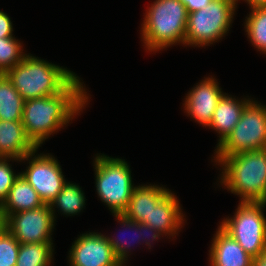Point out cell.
Wrapping results in <instances>:
<instances>
[{"mask_svg": "<svg viewBox=\"0 0 266 266\" xmlns=\"http://www.w3.org/2000/svg\"><path fill=\"white\" fill-rule=\"evenodd\" d=\"M87 102V92L78 76L57 95L26 100L22 122L27 136L39 148L80 113Z\"/></svg>", "mask_w": 266, "mask_h": 266, "instance_id": "1", "label": "cell"}, {"mask_svg": "<svg viewBox=\"0 0 266 266\" xmlns=\"http://www.w3.org/2000/svg\"><path fill=\"white\" fill-rule=\"evenodd\" d=\"M223 168L220 183L241 202H266V148L216 157Z\"/></svg>", "mask_w": 266, "mask_h": 266, "instance_id": "2", "label": "cell"}, {"mask_svg": "<svg viewBox=\"0 0 266 266\" xmlns=\"http://www.w3.org/2000/svg\"><path fill=\"white\" fill-rule=\"evenodd\" d=\"M6 75L25 101L57 95L77 77L66 68L29 54Z\"/></svg>", "mask_w": 266, "mask_h": 266, "instance_id": "3", "label": "cell"}, {"mask_svg": "<svg viewBox=\"0 0 266 266\" xmlns=\"http://www.w3.org/2000/svg\"><path fill=\"white\" fill-rule=\"evenodd\" d=\"M142 23V40L149 51H158L170 45H185L188 11L180 0H155L147 8Z\"/></svg>", "mask_w": 266, "mask_h": 266, "instance_id": "4", "label": "cell"}, {"mask_svg": "<svg viewBox=\"0 0 266 266\" xmlns=\"http://www.w3.org/2000/svg\"><path fill=\"white\" fill-rule=\"evenodd\" d=\"M94 169L98 196L114 215H122L135 187L128 163L120 158L99 154L95 157Z\"/></svg>", "mask_w": 266, "mask_h": 266, "instance_id": "5", "label": "cell"}, {"mask_svg": "<svg viewBox=\"0 0 266 266\" xmlns=\"http://www.w3.org/2000/svg\"><path fill=\"white\" fill-rule=\"evenodd\" d=\"M235 0H213L206 8L188 13L185 45L208 46L230 29L236 9Z\"/></svg>", "mask_w": 266, "mask_h": 266, "instance_id": "6", "label": "cell"}, {"mask_svg": "<svg viewBox=\"0 0 266 266\" xmlns=\"http://www.w3.org/2000/svg\"><path fill=\"white\" fill-rule=\"evenodd\" d=\"M265 205L266 202L240 201L233 218L228 217L219 225L253 258L266 252Z\"/></svg>", "mask_w": 266, "mask_h": 266, "instance_id": "7", "label": "cell"}, {"mask_svg": "<svg viewBox=\"0 0 266 266\" xmlns=\"http://www.w3.org/2000/svg\"><path fill=\"white\" fill-rule=\"evenodd\" d=\"M266 148V106L250 101L232 132L217 146L215 157Z\"/></svg>", "mask_w": 266, "mask_h": 266, "instance_id": "8", "label": "cell"}, {"mask_svg": "<svg viewBox=\"0 0 266 266\" xmlns=\"http://www.w3.org/2000/svg\"><path fill=\"white\" fill-rule=\"evenodd\" d=\"M55 217L49 204L33 210L9 215L3 222L5 228L20 244L52 243Z\"/></svg>", "mask_w": 266, "mask_h": 266, "instance_id": "9", "label": "cell"}, {"mask_svg": "<svg viewBox=\"0 0 266 266\" xmlns=\"http://www.w3.org/2000/svg\"><path fill=\"white\" fill-rule=\"evenodd\" d=\"M35 153L33 151L20 160L29 161L26 171L20 174L37 191L43 203L50 205L67 181L60 164L52 155L38 154L36 157Z\"/></svg>", "mask_w": 266, "mask_h": 266, "instance_id": "10", "label": "cell"}, {"mask_svg": "<svg viewBox=\"0 0 266 266\" xmlns=\"http://www.w3.org/2000/svg\"><path fill=\"white\" fill-rule=\"evenodd\" d=\"M70 266H119L106 235L89 232L80 235L69 251Z\"/></svg>", "mask_w": 266, "mask_h": 266, "instance_id": "11", "label": "cell"}, {"mask_svg": "<svg viewBox=\"0 0 266 266\" xmlns=\"http://www.w3.org/2000/svg\"><path fill=\"white\" fill-rule=\"evenodd\" d=\"M223 94L217 80L207 77L187 94L184 103L185 112L204 127H208Z\"/></svg>", "mask_w": 266, "mask_h": 266, "instance_id": "12", "label": "cell"}, {"mask_svg": "<svg viewBox=\"0 0 266 266\" xmlns=\"http://www.w3.org/2000/svg\"><path fill=\"white\" fill-rule=\"evenodd\" d=\"M37 149L27 136L22 120H0V157L20 161Z\"/></svg>", "mask_w": 266, "mask_h": 266, "instance_id": "13", "label": "cell"}, {"mask_svg": "<svg viewBox=\"0 0 266 266\" xmlns=\"http://www.w3.org/2000/svg\"><path fill=\"white\" fill-rule=\"evenodd\" d=\"M211 266H253V257L220 226L209 250Z\"/></svg>", "mask_w": 266, "mask_h": 266, "instance_id": "14", "label": "cell"}, {"mask_svg": "<svg viewBox=\"0 0 266 266\" xmlns=\"http://www.w3.org/2000/svg\"><path fill=\"white\" fill-rule=\"evenodd\" d=\"M177 197L170 191L150 213L149 218L144 224L149 225L151 228L158 230L163 235L178 234L177 231L181 229L184 223V215L181 212Z\"/></svg>", "mask_w": 266, "mask_h": 266, "instance_id": "15", "label": "cell"}, {"mask_svg": "<svg viewBox=\"0 0 266 266\" xmlns=\"http://www.w3.org/2000/svg\"><path fill=\"white\" fill-rule=\"evenodd\" d=\"M169 189L159 185L135 186L126 211L122 214L127 219L145 223L153 208L169 193Z\"/></svg>", "mask_w": 266, "mask_h": 266, "instance_id": "16", "label": "cell"}, {"mask_svg": "<svg viewBox=\"0 0 266 266\" xmlns=\"http://www.w3.org/2000/svg\"><path fill=\"white\" fill-rule=\"evenodd\" d=\"M45 205L37 191L20 174L14 181L7 199L0 206V217L4 221L9 215L33 210Z\"/></svg>", "mask_w": 266, "mask_h": 266, "instance_id": "17", "label": "cell"}, {"mask_svg": "<svg viewBox=\"0 0 266 266\" xmlns=\"http://www.w3.org/2000/svg\"><path fill=\"white\" fill-rule=\"evenodd\" d=\"M249 101L250 99L245 98L243 101L236 100V98L230 97L226 93L222 95L208 125L209 128L220 134L217 146L232 132L241 118L245 105Z\"/></svg>", "mask_w": 266, "mask_h": 266, "instance_id": "18", "label": "cell"}, {"mask_svg": "<svg viewBox=\"0 0 266 266\" xmlns=\"http://www.w3.org/2000/svg\"><path fill=\"white\" fill-rule=\"evenodd\" d=\"M25 100L6 74H0V120L21 121Z\"/></svg>", "mask_w": 266, "mask_h": 266, "instance_id": "19", "label": "cell"}, {"mask_svg": "<svg viewBox=\"0 0 266 266\" xmlns=\"http://www.w3.org/2000/svg\"><path fill=\"white\" fill-rule=\"evenodd\" d=\"M114 216L116 217V219L118 220V222H120V224L122 223L121 225H123V227L125 226L126 228H129L131 230L135 229V230H133V232L135 231L137 234H138V232H140L138 235L140 237H142L143 240L146 239V238H148L147 237L148 235L146 234V232L148 234L150 232V234L152 236L151 237L152 238L151 239L152 241H155V240L159 239V236L160 235H163L161 232H159L158 230H155V229L151 228L149 225L144 224V223H139V222L132 221L130 219H127L124 215H114ZM139 236L137 238L138 241H140L139 240V238H140ZM144 236L146 238H144ZM106 239L109 242V244L111 245V247L113 249V252H114V255L116 256L117 260L121 264L124 265L125 261L128 258L127 256H128V253H129L128 249L130 247V244L129 243L127 244V241L126 242H121L122 239H120L121 240L120 241L119 240V237H118V239L117 238L115 239L113 237L111 238V237L106 236ZM131 240L134 241V238H132ZM144 241H146L145 242L146 245L150 246L148 248H151L150 239L149 240L146 239Z\"/></svg>", "mask_w": 266, "mask_h": 266, "instance_id": "20", "label": "cell"}, {"mask_svg": "<svg viewBox=\"0 0 266 266\" xmlns=\"http://www.w3.org/2000/svg\"><path fill=\"white\" fill-rule=\"evenodd\" d=\"M85 196L79 185L66 182L61 192L50 203L53 217L55 216V208L57 207L62 214L76 215L85 207ZM84 206V207H83ZM55 207V208H54Z\"/></svg>", "mask_w": 266, "mask_h": 266, "instance_id": "21", "label": "cell"}, {"mask_svg": "<svg viewBox=\"0 0 266 266\" xmlns=\"http://www.w3.org/2000/svg\"><path fill=\"white\" fill-rule=\"evenodd\" d=\"M53 243L20 244L15 266H49L53 259Z\"/></svg>", "mask_w": 266, "mask_h": 266, "instance_id": "22", "label": "cell"}, {"mask_svg": "<svg viewBox=\"0 0 266 266\" xmlns=\"http://www.w3.org/2000/svg\"><path fill=\"white\" fill-rule=\"evenodd\" d=\"M245 30L252 45L266 54V6L251 8Z\"/></svg>", "mask_w": 266, "mask_h": 266, "instance_id": "23", "label": "cell"}, {"mask_svg": "<svg viewBox=\"0 0 266 266\" xmlns=\"http://www.w3.org/2000/svg\"><path fill=\"white\" fill-rule=\"evenodd\" d=\"M21 47L20 41L13 36L0 38V74H6L27 55Z\"/></svg>", "mask_w": 266, "mask_h": 266, "instance_id": "24", "label": "cell"}, {"mask_svg": "<svg viewBox=\"0 0 266 266\" xmlns=\"http://www.w3.org/2000/svg\"><path fill=\"white\" fill-rule=\"evenodd\" d=\"M20 243L4 228L0 232V266H15Z\"/></svg>", "mask_w": 266, "mask_h": 266, "instance_id": "25", "label": "cell"}, {"mask_svg": "<svg viewBox=\"0 0 266 266\" xmlns=\"http://www.w3.org/2000/svg\"><path fill=\"white\" fill-rule=\"evenodd\" d=\"M9 158L0 157V206L7 199L9 191L20 173L15 174L7 162Z\"/></svg>", "mask_w": 266, "mask_h": 266, "instance_id": "26", "label": "cell"}, {"mask_svg": "<svg viewBox=\"0 0 266 266\" xmlns=\"http://www.w3.org/2000/svg\"><path fill=\"white\" fill-rule=\"evenodd\" d=\"M13 26L9 16L0 10V38L12 37Z\"/></svg>", "mask_w": 266, "mask_h": 266, "instance_id": "27", "label": "cell"}, {"mask_svg": "<svg viewBox=\"0 0 266 266\" xmlns=\"http://www.w3.org/2000/svg\"><path fill=\"white\" fill-rule=\"evenodd\" d=\"M187 8L188 13L206 8L212 0H180Z\"/></svg>", "mask_w": 266, "mask_h": 266, "instance_id": "28", "label": "cell"}, {"mask_svg": "<svg viewBox=\"0 0 266 266\" xmlns=\"http://www.w3.org/2000/svg\"><path fill=\"white\" fill-rule=\"evenodd\" d=\"M253 266H266V252L260 254L256 258H253Z\"/></svg>", "mask_w": 266, "mask_h": 266, "instance_id": "29", "label": "cell"}, {"mask_svg": "<svg viewBox=\"0 0 266 266\" xmlns=\"http://www.w3.org/2000/svg\"><path fill=\"white\" fill-rule=\"evenodd\" d=\"M235 1L237 5L238 0H235ZM244 1L245 2L247 1V3L249 4L251 8L259 7V6H266V0H244Z\"/></svg>", "mask_w": 266, "mask_h": 266, "instance_id": "30", "label": "cell"}, {"mask_svg": "<svg viewBox=\"0 0 266 266\" xmlns=\"http://www.w3.org/2000/svg\"><path fill=\"white\" fill-rule=\"evenodd\" d=\"M5 228L4 222L0 220V232Z\"/></svg>", "mask_w": 266, "mask_h": 266, "instance_id": "31", "label": "cell"}]
</instances>
